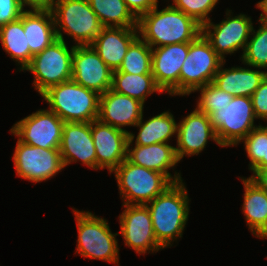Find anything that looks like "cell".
I'll return each mask as SVG.
<instances>
[{"label": "cell", "instance_id": "obj_37", "mask_svg": "<svg viewBox=\"0 0 267 266\" xmlns=\"http://www.w3.org/2000/svg\"><path fill=\"white\" fill-rule=\"evenodd\" d=\"M23 8L28 6L30 11H52L58 0H20Z\"/></svg>", "mask_w": 267, "mask_h": 266}, {"label": "cell", "instance_id": "obj_6", "mask_svg": "<svg viewBox=\"0 0 267 266\" xmlns=\"http://www.w3.org/2000/svg\"><path fill=\"white\" fill-rule=\"evenodd\" d=\"M51 12L57 39L64 40V32L74 39L75 46L90 45L103 29L88 0H58Z\"/></svg>", "mask_w": 267, "mask_h": 266}, {"label": "cell", "instance_id": "obj_32", "mask_svg": "<svg viewBox=\"0 0 267 266\" xmlns=\"http://www.w3.org/2000/svg\"><path fill=\"white\" fill-rule=\"evenodd\" d=\"M241 142L245 144L247 157L250 159L249 169L252 170L265 156L266 126L259 124Z\"/></svg>", "mask_w": 267, "mask_h": 266}, {"label": "cell", "instance_id": "obj_15", "mask_svg": "<svg viewBox=\"0 0 267 266\" xmlns=\"http://www.w3.org/2000/svg\"><path fill=\"white\" fill-rule=\"evenodd\" d=\"M188 51L189 43L152 48L151 73L162 92L180 96V71Z\"/></svg>", "mask_w": 267, "mask_h": 266}, {"label": "cell", "instance_id": "obj_38", "mask_svg": "<svg viewBox=\"0 0 267 266\" xmlns=\"http://www.w3.org/2000/svg\"><path fill=\"white\" fill-rule=\"evenodd\" d=\"M253 175L250 178L256 182L261 188L267 191V168L261 170H251Z\"/></svg>", "mask_w": 267, "mask_h": 266}, {"label": "cell", "instance_id": "obj_27", "mask_svg": "<svg viewBox=\"0 0 267 266\" xmlns=\"http://www.w3.org/2000/svg\"><path fill=\"white\" fill-rule=\"evenodd\" d=\"M111 89L144 104L146 97L154 92L163 93L156 85L152 74L113 72Z\"/></svg>", "mask_w": 267, "mask_h": 266}, {"label": "cell", "instance_id": "obj_31", "mask_svg": "<svg viewBox=\"0 0 267 266\" xmlns=\"http://www.w3.org/2000/svg\"><path fill=\"white\" fill-rule=\"evenodd\" d=\"M196 91H201L196 108L208 116L227 106L233 99L231 94L221 90L213 82L199 87L194 92Z\"/></svg>", "mask_w": 267, "mask_h": 266}, {"label": "cell", "instance_id": "obj_12", "mask_svg": "<svg viewBox=\"0 0 267 266\" xmlns=\"http://www.w3.org/2000/svg\"><path fill=\"white\" fill-rule=\"evenodd\" d=\"M13 161L17 176L33 183L46 181L65 168L59 149H44L19 140Z\"/></svg>", "mask_w": 267, "mask_h": 266}, {"label": "cell", "instance_id": "obj_1", "mask_svg": "<svg viewBox=\"0 0 267 266\" xmlns=\"http://www.w3.org/2000/svg\"><path fill=\"white\" fill-rule=\"evenodd\" d=\"M138 36L151 48L169 44L190 43L202 33V25L183 11L158 4L137 20Z\"/></svg>", "mask_w": 267, "mask_h": 266}, {"label": "cell", "instance_id": "obj_24", "mask_svg": "<svg viewBox=\"0 0 267 266\" xmlns=\"http://www.w3.org/2000/svg\"><path fill=\"white\" fill-rule=\"evenodd\" d=\"M22 23L32 56L42 52L57 40L51 11H30L22 14Z\"/></svg>", "mask_w": 267, "mask_h": 266}, {"label": "cell", "instance_id": "obj_17", "mask_svg": "<svg viewBox=\"0 0 267 266\" xmlns=\"http://www.w3.org/2000/svg\"><path fill=\"white\" fill-rule=\"evenodd\" d=\"M91 134L97 159V170L113 171L126 159L129 134L96 119L91 122Z\"/></svg>", "mask_w": 267, "mask_h": 266}, {"label": "cell", "instance_id": "obj_3", "mask_svg": "<svg viewBox=\"0 0 267 266\" xmlns=\"http://www.w3.org/2000/svg\"><path fill=\"white\" fill-rule=\"evenodd\" d=\"M49 110L64 122H92L99 116L100 95L73 79L52 86L42 95Z\"/></svg>", "mask_w": 267, "mask_h": 266}, {"label": "cell", "instance_id": "obj_14", "mask_svg": "<svg viewBox=\"0 0 267 266\" xmlns=\"http://www.w3.org/2000/svg\"><path fill=\"white\" fill-rule=\"evenodd\" d=\"M72 79L99 95L112 86L113 71L91 45H76L72 55Z\"/></svg>", "mask_w": 267, "mask_h": 266}, {"label": "cell", "instance_id": "obj_19", "mask_svg": "<svg viewBox=\"0 0 267 266\" xmlns=\"http://www.w3.org/2000/svg\"><path fill=\"white\" fill-rule=\"evenodd\" d=\"M134 138V134L129 131L126 152V159L129 162L165 174L173 183L183 181L181 173L175 172L173 176L168 171L180 162L174 146L169 143H155L145 146L135 145L134 148H130Z\"/></svg>", "mask_w": 267, "mask_h": 266}, {"label": "cell", "instance_id": "obj_11", "mask_svg": "<svg viewBox=\"0 0 267 266\" xmlns=\"http://www.w3.org/2000/svg\"><path fill=\"white\" fill-rule=\"evenodd\" d=\"M64 121L53 111L40 109L15 123L10 132L27 145L59 149Z\"/></svg>", "mask_w": 267, "mask_h": 266}, {"label": "cell", "instance_id": "obj_8", "mask_svg": "<svg viewBox=\"0 0 267 266\" xmlns=\"http://www.w3.org/2000/svg\"><path fill=\"white\" fill-rule=\"evenodd\" d=\"M223 60L201 33L189 43V51L180 71V96L190 95L214 81Z\"/></svg>", "mask_w": 267, "mask_h": 266}, {"label": "cell", "instance_id": "obj_2", "mask_svg": "<svg viewBox=\"0 0 267 266\" xmlns=\"http://www.w3.org/2000/svg\"><path fill=\"white\" fill-rule=\"evenodd\" d=\"M189 201L185 184L179 181L146 204L157 243L163 249L182 237L189 217Z\"/></svg>", "mask_w": 267, "mask_h": 266}, {"label": "cell", "instance_id": "obj_5", "mask_svg": "<svg viewBox=\"0 0 267 266\" xmlns=\"http://www.w3.org/2000/svg\"><path fill=\"white\" fill-rule=\"evenodd\" d=\"M113 172L125 205H146L173 184L165 174L135 165L127 159Z\"/></svg>", "mask_w": 267, "mask_h": 266}, {"label": "cell", "instance_id": "obj_35", "mask_svg": "<svg viewBox=\"0 0 267 266\" xmlns=\"http://www.w3.org/2000/svg\"><path fill=\"white\" fill-rule=\"evenodd\" d=\"M251 99L256 118L267 121V75L252 94Z\"/></svg>", "mask_w": 267, "mask_h": 266}, {"label": "cell", "instance_id": "obj_16", "mask_svg": "<svg viewBox=\"0 0 267 266\" xmlns=\"http://www.w3.org/2000/svg\"><path fill=\"white\" fill-rule=\"evenodd\" d=\"M176 138L177 147H175V151L179 161L185 155H198L206 148L209 139L221 146L210 116L197 108L183 118L180 123L178 122Z\"/></svg>", "mask_w": 267, "mask_h": 266}, {"label": "cell", "instance_id": "obj_18", "mask_svg": "<svg viewBox=\"0 0 267 266\" xmlns=\"http://www.w3.org/2000/svg\"><path fill=\"white\" fill-rule=\"evenodd\" d=\"M59 150L64 167L81 161L82 164L97 170L91 122H64Z\"/></svg>", "mask_w": 267, "mask_h": 266}, {"label": "cell", "instance_id": "obj_29", "mask_svg": "<svg viewBox=\"0 0 267 266\" xmlns=\"http://www.w3.org/2000/svg\"><path fill=\"white\" fill-rule=\"evenodd\" d=\"M152 48L144 40L138 37L130 46L124 56L120 68L113 72H125L130 74H152Z\"/></svg>", "mask_w": 267, "mask_h": 266}, {"label": "cell", "instance_id": "obj_22", "mask_svg": "<svg viewBox=\"0 0 267 266\" xmlns=\"http://www.w3.org/2000/svg\"><path fill=\"white\" fill-rule=\"evenodd\" d=\"M224 64L225 61L221 63L213 83L233 97L246 96L251 98L267 75V72L261 71V68L254 70L251 66L250 68L234 66L223 69Z\"/></svg>", "mask_w": 267, "mask_h": 266}, {"label": "cell", "instance_id": "obj_36", "mask_svg": "<svg viewBox=\"0 0 267 266\" xmlns=\"http://www.w3.org/2000/svg\"><path fill=\"white\" fill-rule=\"evenodd\" d=\"M128 9L138 19L145 13H148L157 4L158 0H123Z\"/></svg>", "mask_w": 267, "mask_h": 266}, {"label": "cell", "instance_id": "obj_26", "mask_svg": "<svg viewBox=\"0 0 267 266\" xmlns=\"http://www.w3.org/2000/svg\"><path fill=\"white\" fill-rule=\"evenodd\" d=\"M0 41L4 51L19 65L21 64L20 71L24 72V69L31 63L33 56L27 44L22 15L16 21L0 27Z\"/></svg>", "mask_w": 267, "mask_h": 266}, {"label": "cell", "instance_id": "obj_33", "mask_svg": "<svg viewBox=\"0 0 267 266\" xmlns=\"http://www.w3.org/2000/svg\"><path fill=\"white\" fill-rule=\"evenodd\" d=\"M219 0H173L174 8L194 18L200 25L210 21L208 16Z\"/></svg>", "mask_w": 267, "mask_h": 266}, {"label": "cell", "instance_id": "obj_7", "mask_svg": "<svg viewBox=\"0 0 267 266\" xmlns=\"http://www.w3.org/2000/svg\"><path fill=\"white\" fill-rule=\"evenodd\" d=\"M74 47L75 45L69 49L64 40L57 39L32 57L24 71L34 74L33 86L40 95L52 86L72 79Z\"/></svg>", "mask_w": 267, "mask_h": 266}, {"label": "cell", "instance_id": "obj_4", "mask_svg": "<svg viewBox=\"0 0 267 266\" xmlns=\"http://www.w3.org/2000/svg\"><path fill=\"white\" fill-rule=\"evenodd\" d=\"M77 223L76 253L84 258L99 259L109 263L119 262V245L106 219L89 211L72 210Z\"/></svg>", "mask_w": 267, "mask_h": 266}, {"label": "cell", "instance_id": "obj_39", "mask_svg": "<svg viewBox=\"0 0 267 266\" xmlns=\"http://www.w3.org/2000/svg\"><path fill=\"white\" fill-rule=\"evenodd\" d=\"M256 5L257 8L262 10L259 23L267 29V0H261Z\"/></svg>", "mask_w": 267, "mask_h": 266}, {"label": "cell", "instance_id": "obj_28", "mask_svg": "<svg viewBox=\"0 0 267 266\" xmlns=\"http://www.w3.org/2000/svg\"><path fill=\"white\" fill-rule=\"evenodd\" d=\"M103 27L137 28V18L123 0H88Z\"/></svg>", "mask_w": 267, "mask_h": 266}, {"label": "cell", "instance_id": "obj_10", "mask_svg": "<svg viewBox=\"0 0 267 266\" xmlns=\"http://www.w3.org/2000/svg\"><path fill=\"white\" fill-rule=\"evenodd\" d=\"M231 13L227 9L226 20L218 24L210 20L202 25V34L223 61L225 54L235 53L241 48L244 51L253 27L250 16L240 13L233 17Z\"/></svg>", "mask_w": 267, "mask_h": 266}, {"label": "cell", "instance_id": "obj_20", "mask_svg": "<svg viewBox=\"0 0 267 266\" xmlns=\"http://www.w3.org/2000/svg\"><path fill=\"white\" fill-rule=\"evenodd\" d=\"M143 108L142 102L110 88L100 95L98 119L129 134L122 127L135 126L143 115Z\"/></svg>", "mask_w": 267, "mask_h": 266}, {"label": "cell", "instance_id": "obj_40", "mask_svg": "<svg viewBox=\"0 0 267 266\" xmlns=\"http://www.w3.org/2000/svg\"><path fill=\"white\" fill-rule=\"evenodd\" d=\"M267 168V126H266V149L265 156L263 159L252 169V170H261Z\"/></svg>", "mask_w": 267, "mask_h": 266}, {"label": "cell", "instance_id": "obj_25", "mask_svg": "<svg viewBox=\"0 0 267 266\" xmlns=\"http://www.w3.org/2000/svg\"><path fill=\"white\" fill-rule=\"evenodd\" d=\"M177 125L171 112L165 111L144 121L143 115L135 125L139 127L135 145H152L167 143L173 135L177 134Z\"/></svg>", "mask_w": 267, "mask_h": 266}, {"label": "cell", "instance_id": "obj_34", "mask_svg": "<svg viewBox=\"0 0 267 266\" xmlns=\"http://www.w3.org/2000/svg\"><path fill=\"white\" fill-rule=\"evenodd\" d=\"M25 11L20 0H0V27L16 21Z\"/></svg>", "mask_w": 267, "mask_h": 266}, {"label": "cell", "instance_id": "obj_21", "mask_svg": "<svg viewBox=\"0 0 267 266\" xmlns=\"http://www.w3.org/2000/svg\"><path fill=\"white\" fill-rule=\"evenodd\" d=\"M137 28L103 27L90 44L112 70L120 68L129 46L138 38Z\"/></svg>", "mask_w": 267, "mask_h": 266}, {"label": "cell", "instance_id": "obj_30", "mask_svg": "<svg viewBox=\"0 0 267 266\" xmlns=\"http://www.w3.org/2000/svg\"><path fill=\"white\" fill-rule=\"evenodd\" d=\"M241 56L242 63L246 66L267 69V29L264 26L260 25L256 32L252 27L249 40Z\"/></svg>", "mask_w": 267, "mask_h": 266}, {"label": "cell", "instance_id": "obj_9", "mask_svg": "<svg viewBox=\"0 0 267 266\" xmlns=\"http://www.w3.org/2000/svg\"><path fill=\"white\" fill-rule=\"evenodd\" d=\"M210 118L221 147L237 146L258 127L254 125L257 118L252 99L246 96L233 97L227 106L214 111Z\"/></svg>", "mask_w": 267, "mask_h": 266}, {"label": "cell", "instance_id": "obj_13", "mask_svg": "<svg viewBox=\"0 0 267 266\" xmlns=\"http://www.w3.org/2000/svg\"><path fill=\"white\" fill-rule=\"evenodd\" d=\"M125 210L119 215L120 232L125 245L136 253L146 254L163 249L154 235L152 219L146 205H125ZM149 250V251H148Z\"/></svg>", "mask_w": 267, "mask_h": 266}, {"label": "cell", "instance_id": "obj_23", "mask_svg": "<svg viewBox=\"0 0 267 266\" xmlns=\"http://www.w3.org/2000/svg\"><path fill=\"white\" fill-rule=\"evenodd\" d=\"M244 185L242 211L251 233L260 239L267 238V191L250 177L240 178Z\"/></svg>", "mask_w": 267, "mask_h": 266}]
</instances>
